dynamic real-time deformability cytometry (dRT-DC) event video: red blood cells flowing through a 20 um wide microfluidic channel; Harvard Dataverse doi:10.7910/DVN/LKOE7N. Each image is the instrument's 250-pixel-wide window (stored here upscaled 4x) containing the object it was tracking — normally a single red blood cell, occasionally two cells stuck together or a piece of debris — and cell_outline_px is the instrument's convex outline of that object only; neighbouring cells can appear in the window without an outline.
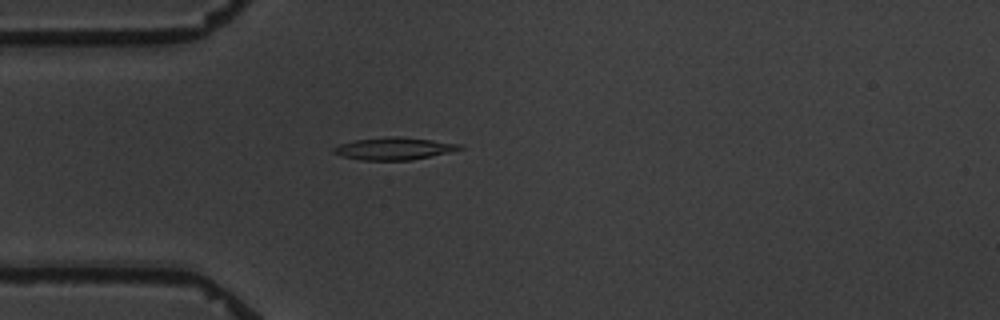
{"species": "common noctule bat (a hibernating species)", "species_latin": "Nyctalus noctula", "temperature_condition": "warm", "stored_images_in_passage": 1, "camera_frame_rate_fps": 3000, "um_per_image_px": 0.085, "animal": {"sex": "male", "body_mass_g": 19.5, "forearm_length_mm": 54.6}, "frame": {"image": 1, "passage_image": 1, "time_ms": 0.0, "image_size_px": [1000, 320], "cell_outline_px": [[464, 148], [452, 152], [412, 160], [360, 160], [340, 156], [332, 152], [332, 148], [340, 144], [356, 140], [392, 136], [400, 136], [432, 140], [460, 144]], "centroid_in_image_um": [33.49, 12.63], "position_along_channel_um": 51.5, "area_um2": 16.47}}